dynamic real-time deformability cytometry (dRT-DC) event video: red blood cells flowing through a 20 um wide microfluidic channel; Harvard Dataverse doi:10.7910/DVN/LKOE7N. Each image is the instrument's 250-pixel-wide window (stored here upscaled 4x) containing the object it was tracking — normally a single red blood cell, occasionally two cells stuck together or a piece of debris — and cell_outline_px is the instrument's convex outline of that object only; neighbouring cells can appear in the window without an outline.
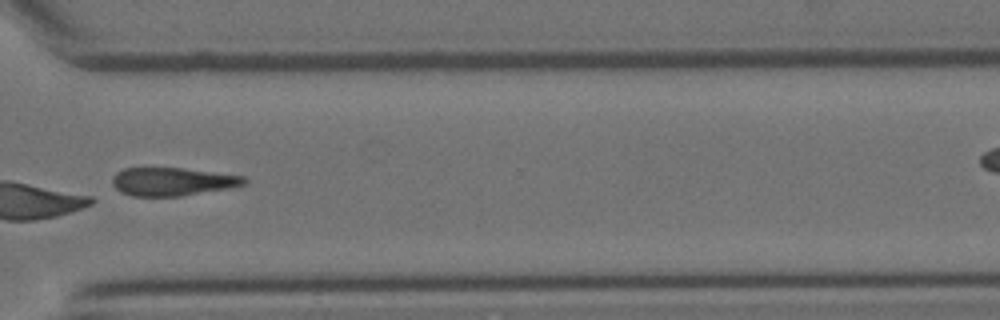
{"species": "Egyptian fruit bat (a non-hibernating species)", "species_latin": "Rousettus aegyptiacus", "temperature_condition": "room temperature", "stored_images_in_passage": 22, "camera_frame_rate_fps": 3000, "um_per_image_px": 0.085, "animal": {"sex": "female"}, "frame": {"image": 1, "passage_image": 16, "time_ms": 5.0, "image_size_px": [1000, 320], "cell_outline_px": [[248, 180], [244, 184], [228, 188], [180, 196], [132, 196], [120, 192], [112, 184], [112, 176], [116, 172], [124, 168], [184, 168], [244, 176]], "centroid_in_image_um": [14.62, 15.43], "position_along_channel_um": 356.0, "area_um2": 21.62}}
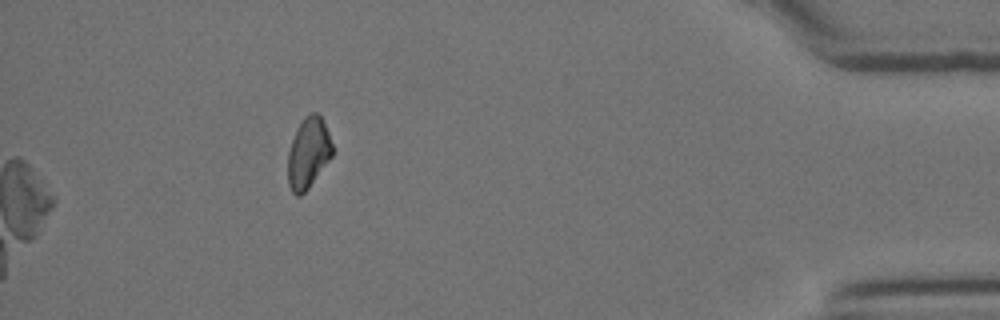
{"frame": {"image": 2, "passage_image": 22, "time_ms": 7.0, "image_size_px": [1000, 320], "cell_outline_px": [[332, 156], [308, 188], [300, 196], [296, 196], [292, 192], [288, 184], [288, 152], [292, 140], [304, 116], [312, 112], [316, 112], [320, 116], [328, 132], [332, 144]], "centroid_in_image_um": [26.19, 13.02], "position_along_channel_um": 409.0, "area_um2": 18.03}}